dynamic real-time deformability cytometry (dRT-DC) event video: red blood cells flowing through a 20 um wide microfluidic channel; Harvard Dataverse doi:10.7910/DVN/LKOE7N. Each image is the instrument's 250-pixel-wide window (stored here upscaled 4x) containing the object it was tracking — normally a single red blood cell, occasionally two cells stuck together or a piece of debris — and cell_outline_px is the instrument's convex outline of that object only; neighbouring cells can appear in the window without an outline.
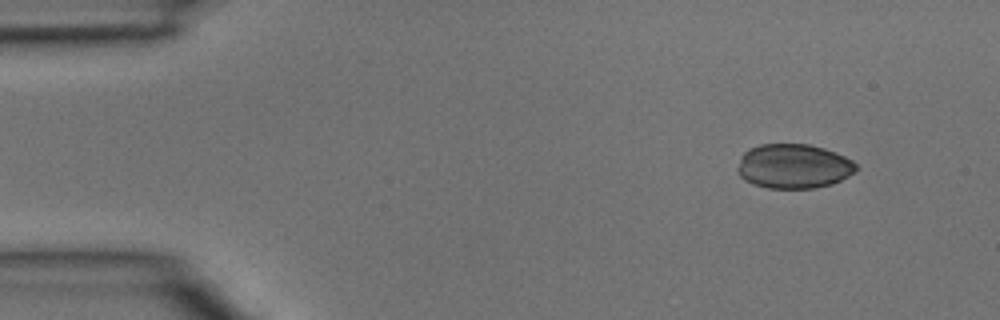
{"species": "common noctule bat (a hibernating species)", "species_latin": "Nyctalus noctula", "temperature_condition": "room temperature", "stored_images_in_passage": 3, "camera_frame_rate_fps": 3000, "um_per_image_px": 0.085, "animal": {"sex": "male", "body_mass_g": 15.6}, "frame": {"image": 1, "passage_image": 1, "time_ms": 0.0, "image_size_px": [1000, 320], "cell_outline_px": [[856, 172], [832, 184], [812, 188], [768, 188], [752, 184], [744, 180], [736, 172], [736, 168], [740, 156], [748, 148], [760, 144], [808, 144], [824, 148], [836, 152], [852, 160], [856, 164]], "centroid_in_image_um": [67.41, 14.12], "position_along_channel_um": 17.6, "area_um2": 31.04}}
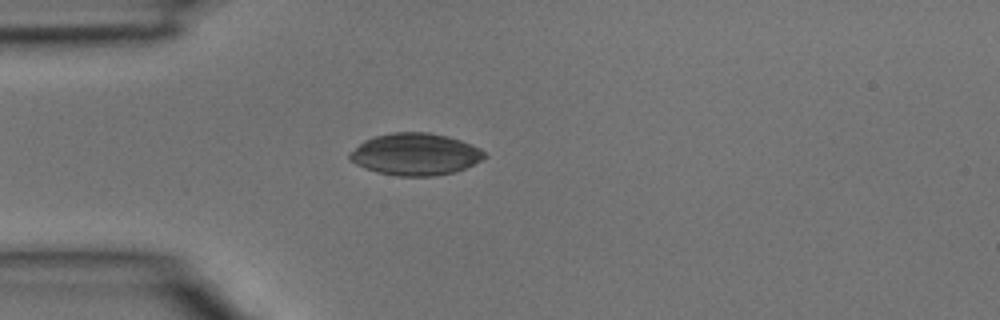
{"frame": {"image": 2, "passage_image": 3, "time_ms": 0.667, "image_size_px": [1000, 320], "cell_outline_px": [[488, 156], [464, 168], [452, 172], [432, 176], [396, 176], [364, 168], [356, 164], [348, 156], [348, 152], [364, 140], [376, 136], [392, 132], [428, 132], [448, 136], [472, 144], [480, 148]], "centroid_in_image_um": [35.29, 13.1], "position_along_channel_um": 49.7, "area_um2": 32.83}}